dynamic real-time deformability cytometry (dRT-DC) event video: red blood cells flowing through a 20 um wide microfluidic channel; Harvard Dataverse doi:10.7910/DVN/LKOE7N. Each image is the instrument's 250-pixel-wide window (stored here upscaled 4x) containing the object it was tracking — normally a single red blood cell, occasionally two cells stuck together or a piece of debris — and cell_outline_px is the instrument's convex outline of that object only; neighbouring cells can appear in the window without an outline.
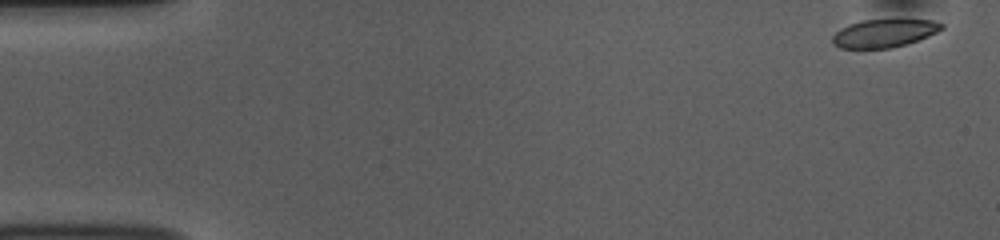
{"species": "common noctule bat (a hibernating species)", "species_latin": "Nyctalus noctula", "temperature_condition": "room temperature", "stored_images_in_passage": 52, "camera_frame_rate_fps": 3000, "um_per_image_px": 0.085, "animal": {"sex": "female", "body_mass_g": 10.0, "forearm_length_mm": 53.1}, "frame": {"image": 1, "passage_image": 1, "time_ms": 0.0, "image_size_px": [1000, 240], "cell_outline_px": [[944, 28], [920, 40], [908, 44], [892, 48], [840, 48], [832, 44], [832, 36], [840, 28], [848, 24], [864, 20], [932, 20], [944, 24]], "centroid_in_image_um": [75.14, 2.83], "position_along_channel_um": 9.9, "area_um2": 17.92}}
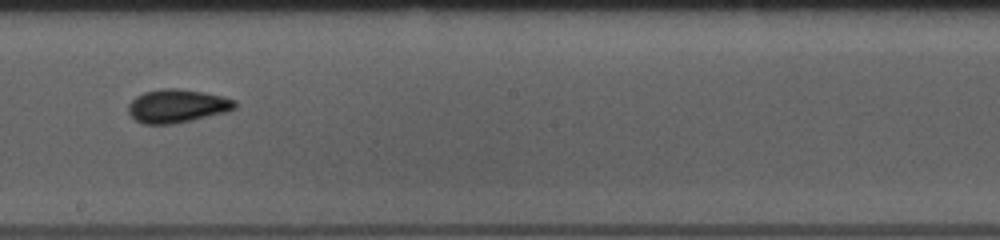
{"frame": {"image": 2, "passage_image": 29, "time_ms": 9.333, "image_size_px": [1000, 240], "cell_outline_px": [[236, 108], [224, 112], [192, 120], [172, 124], [144, 124], [136, 120], [128, 112], [128, 104], [136, 96], [144, 92], [160, 88], [180, 88], [204, 92], [236, 100]], "centroid_in_image_um": [15.03, 9.0], "position_along_channel_um": 233.2, "area_um2": 20.69}}
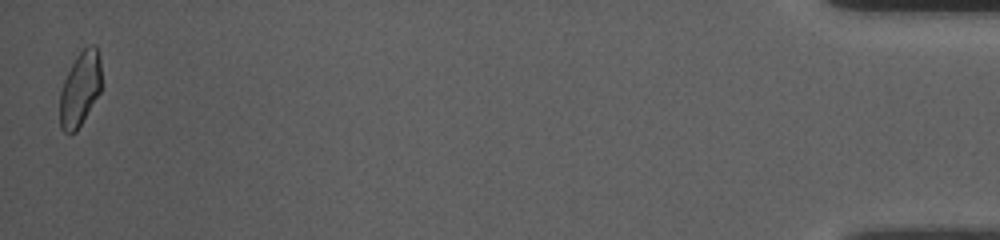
{"frame": {"image": 3, "passage_image": 52, "time_ms": 17.0, "image_size_px": [1000, 240], "cell_outline_px": [[100, 92], [76, 132], [64, 132], [60, 128], [60, 92], [64, 80], [76, 56], [88, 44], [96, 44], [100, 60]], "centroid_in_image_um": [6.8, 7.54], "position_along_channel_um": 428.4, "area_um2": 17.86}, "authors_computed_cell_mechanics": {"area_um2": 19.3919, "velocity_mm_per_s": 3.7416, "shape_relaxation_time_tau1_ms": 2.8046, "shape_relaxation_time_tau2_ms": 2.2556, "deformation_change_tau1": 0.0947, "deformation_change_tau2": 0.0659}}